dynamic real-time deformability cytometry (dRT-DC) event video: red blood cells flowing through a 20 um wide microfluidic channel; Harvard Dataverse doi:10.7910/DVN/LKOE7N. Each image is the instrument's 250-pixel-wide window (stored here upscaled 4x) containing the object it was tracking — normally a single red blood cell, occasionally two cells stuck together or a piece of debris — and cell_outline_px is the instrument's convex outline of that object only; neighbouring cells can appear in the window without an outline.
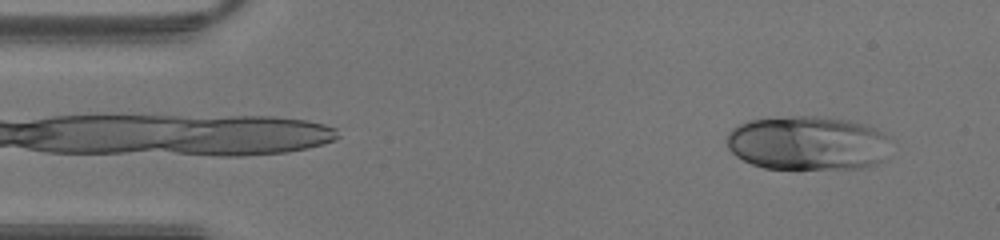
{"species": "human", "species_latin": "Homo sapiens", "temperature_condition": "warm", "stored_images_in_passage": 41, "camera_frame_rate_fps": 3000, "um_per_image_px": 0.085, "donor": {"sex": "male"}, "frame": {"image": 1, "passage_image": 3, "time_ms": 0.667, "image_size_px": [1000, 240], "cell_outline_px": [[888, 136], [884, 160], [876, 164], [864, 168], [764, 168], [752, 164], [736, 156], [728, 148], [728, 132], [732, 128], [748, 120], [792, 116], [816, 116], [848, 120], [868, 124], [876, 128]], "centroid_in_image_um": [68.65, 12.15], "position_along_channel_um": 16.3, "area_um2": 51.73}}
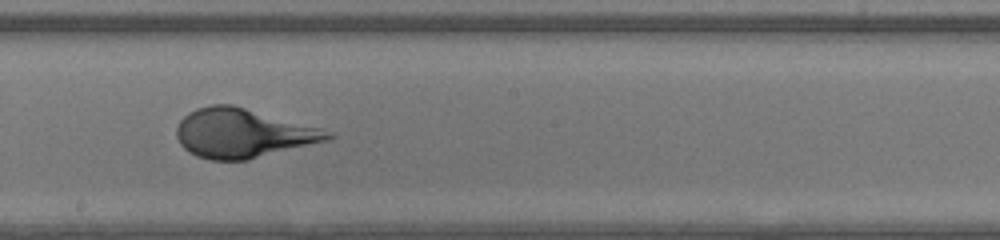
{"frame": {"image": 2, "passage_image": 22, "time_ms": 7.0, "image_size_px": [1000, 240], "cell_outline_px": [[336, 136], [328, 140], [248, 160], [212, 160], [196, 156], [188, 152], [180, 144], [176, 136], [176, 128], [180, 120], [188, 112], [196, 108], [212, 104], [232, 104], [336, 132]], "centroid_in_image_um": [20.64, 11.32], "position_along_channel_um": 227.6, "area_um2": 43.47}}
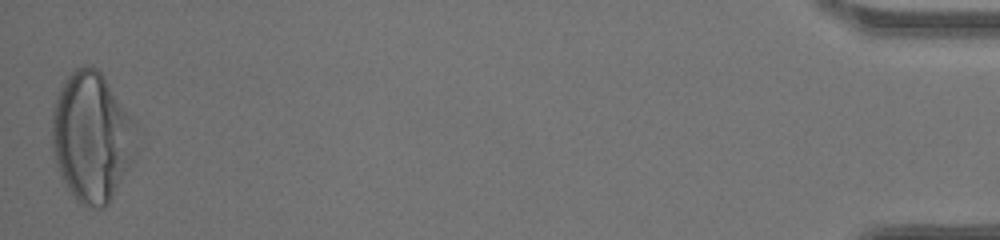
{"frame": {"image": 3, "passage_image": 41, "time_ms": 13.333, "image_size_px": [1000, 240], "cell_outline_px": [[136, 156], [108, 204], [104, 208], [96, 208], [80, 204], [72, 196], [60, 180], [52, 152], [52, 108], [56, 96], [60, 88], [68, 76], [76, 68], [84, 64], [88, 64], [96, 68], [104, 76], [136, 120]], "centroid_in_image_um": [7.8, 11.66], "position_along_channel_um": 427.4, "area_um2": 64.85}}